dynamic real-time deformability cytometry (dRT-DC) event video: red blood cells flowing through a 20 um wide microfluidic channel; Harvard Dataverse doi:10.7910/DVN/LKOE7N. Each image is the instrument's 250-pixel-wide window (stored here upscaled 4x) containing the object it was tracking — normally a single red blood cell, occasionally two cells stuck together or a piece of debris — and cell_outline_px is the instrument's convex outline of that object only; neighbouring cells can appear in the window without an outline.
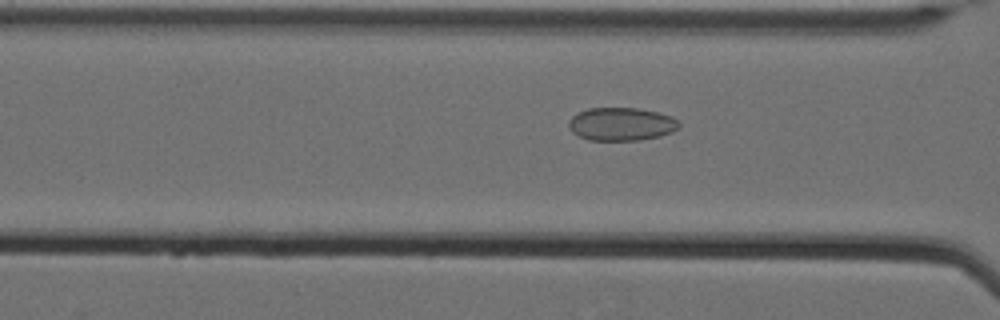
{"species": "Egyptian fruit bat (a non-hibernating species)", "species_latin": "Rousettus aegyptiacus", "temperature_condition": "cold", "stored_images_in_passage": 13, "camera_frame_rate_fps": 3000, "um_per_image_px": 0.085, "animal": {"sex": "female"}, "frame": {"image": 1, "passage_image": 10, "time_ms": 3.0, "image_size_px": [1000, 320], "cell_outline_px": [[680, 128], [672, 132], [660, 136], [640, 140], [588, 140], [572, 132], [568, 124], [568, 120], [572, 116], [588, 108], [636, 108], [656, 112], [672, 116], [680, 124]], "centroid_in_image_um": [52.82, 10.55], "position_along_channel_um": 113.8, "area_um2": 21.27}}